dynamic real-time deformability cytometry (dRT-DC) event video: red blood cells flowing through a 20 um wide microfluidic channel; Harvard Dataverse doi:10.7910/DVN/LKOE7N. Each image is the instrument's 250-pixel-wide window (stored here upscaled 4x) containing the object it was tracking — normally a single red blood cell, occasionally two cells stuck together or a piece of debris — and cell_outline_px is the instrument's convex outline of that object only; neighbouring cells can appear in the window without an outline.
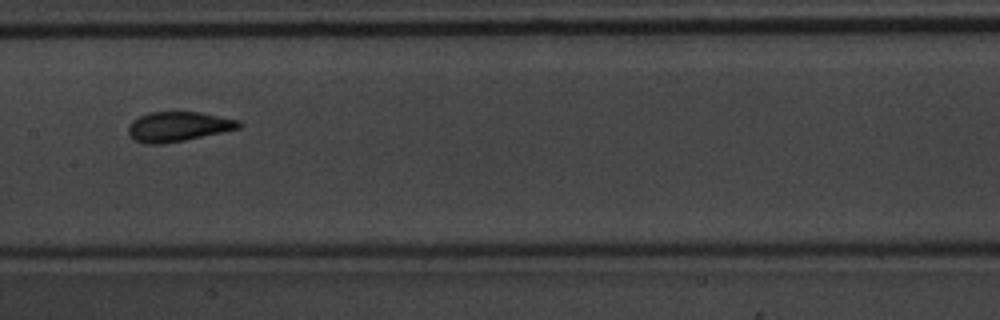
{"species": "common noctule bat (a hibernating species)", "species_latin": "Nyctalus noctula", "temperature_condition": "warm", "stored_images_in_passage": 9, "camera_frame_rate_fps": 3000, "um_per_image_px": 0.085, "animal": {"sex": "male", "body_mass_g": 20.1, "forearm_length_mm": 53.5}, "frame": {"image": 1, "passage_image": 8, "time_ms": 2.333, "image_size_px": [1000, 320], "cell_outline_px": [[244, 124], [240, 128], [184, 140], [160, 144], [144, 144], [136, 140], [128, 132], [128, 128], [132, 120], [148, 112], [200, 112], [240, 120]], "centroid_in_image_um": [15.17, 10.75], "position_along_channel_um": 192.2, "area_um2": 19.07}}